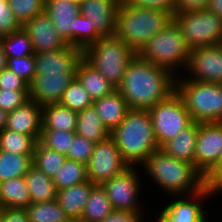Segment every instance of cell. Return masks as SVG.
I'll list each match as a JSON object with an SVG mask.
<instances>
[{"instance_id":"cell-2","label":"cell","mask_w":222,"mask_h":222,"mask_svg":"<svg viewBox=\"0 0 222 222\" xmlns=\"http://www.w3.org/2000/svg\"><path fill=\"white\" fill-rule=\"evenodd\" d=\"M140 167L148 175L146 178L152 179L164 194H169L168 197L190 195L206 185L203 175L193 164L175 159L160 148L151 153Z\"/></svg>"},{"instance_id":"cell-10","label":"cell","mask_w":222,"mask_h":222,"mask_svg":"<svg viewBox=\"0 0 222 222\" xmlns=\"http://www.w3.org/2000/svg\"><path fill=\"white\" fill-rule=\"evenodd\" d=\"M139 171L140 167H128L100 184L114 210L145 212L144 201L140 202L143 184Z\"/></svg>"},{"instance_id":"cell-17","label":"cell","mask_w":222,"mask_h":222,"mask_svg":"<svg viewBox=\"0 0 222 222\" xmlns=\"http://www.w3.org/2000/svg\"><path fill=\"white\" fill-rule=\"evenodd\" d=\"M121 0H83L80 14L101 37L113 36L116 30L117 10Z\"/></svg>"},{"instance_id":"cell-55","label":"cell","mask_w":222,"mask_h":222,"mask_svg":"<svg viewBox=\"0 0 222 222\" xmlns=\"http://www.w3.org/2000/svg\"><path fill=\"white\" fill-rule=\"evenodd\" d=\"M66 222H83L80 219H68Z\"/></svg>"},{"instance_id":"cell-21","label":"cell","mask_w":222,"mask_h":222,"mask_svg":"<svg viewBox=\"0 0 222 222\" xmlns=\"http://www.w3.org/2000/svg\"><path fill=\"white\" fill-rule=\"evenodd\" d=\"M93 106L110 133L124 120L129 110L127 101L117 88L102 98L94 100Z\"/></svg>"},{"instance_id":"cell-20","label":"cell","mask_w":222,"mask_h":222,"mask_svg":"<svg viewBox=\"0 0 222 222\" xmlns=\"http://www.w3.org/2000/svg\"><path fill=\"white\" fill-rule=\"evenodd\" d=\"M45 12L57 33L74 47V24L75 17L80 13L79 5L65 0H46Z\"/></svg>"},{"instance_id":"cell-37","label":"cell","mask_w":222,"mask_h":222,"mask_svg":"<svg viewBox=\"0 0 222 222\" xmlns=\"http://www.w3.org/2000/svg\"><path fill=\"white\" fill-rule=\"evenodd\" d=\"M14 17L23 26L34 16L45 12L46 0H7Z\"/></svg>"},{"instance_id":"cell-42","label":"cell","mask_w":222,"mask_h":222,"mask_svg":"<svg viewBox=\"0 0 222 222\" xmlns=\"http://www.w3.org/2000/svg\"><path fill=\"white\" fill-rule=\"evenodd\" d=\"M22 28L14 17L7 0H0V37L9 35Z\"/></svg>"},{"instance_id":"cell-8","label":"cell","mask_w":222,"mask_h":222,"mask_svg":"<svg viewBox=\"0 0 222 222\" xmlns=\"http://www.w3.org/2000/svg\"><path fill=\"white\" fill-rule=\"evenodd\" d=\"M173 21L190 49L222 44V19L207 9L176 12Z\"/></svg>"},{"instance_id":"cell-23","label":"cell","mask_w":222,"mask_h":222,"mask_svg":"<svg viewBox=\"0 0 222 222\" xmlns=\"http://www.w3.org/2000/svg\"><path fill=\"white\" fill-rule=\"evenodd\" d=\"M76 78L93 101L116 89L112 83L84 58L77 65Z\"/></svg>"},{"instance_id":"cell-30","label":"cell","mask_w":222,"mask_h":222,"mask_svg":"<svg viewBox=\"0 0 222 222\" xmlns=\"http://www.w3.org/2000/svg\"><path fill=\"white\" fill-rule=\"evenodd\" d=\"M32 156L0 150V182L25 176L32 166Z\"/></svg>"},{"instance_id":"cell-4","label":"cell","mask_w":222,"mask_h":222,"mask_svg":"<svg viewBox=\"0 0 222 222\" xmlns=\"http://www.w3.org/2000/svg\"><path fill=\"white\" fill-rule=\"evenodd\" d=\"M173 20L161 9L133 7L122 0L117 10L115 36L122 39L136 54L160 30Z\"/></svg>"},{"instance_id":"cell-31","label":"cell","mask_w":222,"mask_h":222,"mask_svg":"<svg viewBox=\"0 0 222 222\" xmlns=\"http://www.w3.org/2000/svg\"><path fill=\"white\" fill-rule=\"evenodd\" d=\"M66 159L65 154L49 149L40 141H37L32 156V165L47 176L53 178Z\"/></svg>"},{"instance_id":"cell-6","label":"cell","mask_w":222,"mask_h":222,"mask_svg":"<svg viewBox=\"0 0 222 222\" xmlns=\"http://www.w3.org/2000/svg\"><path fill=\"white\" fill-rule=\"evenodd\" d=\"M179 77V78H178ZM176 77L175 91L194 122H222V84Z\"/></svg>"},{"instance_id":"cell-53","label":"cell","mask_w":222,"mask_h":222,"mask_svg":"<svg viewBox=\"0 0 222 222\" xmlns=\"http://www.w3.org/2000/svg\"><path fill=\"white\" fill-rule=\"evenodd\" d=\"M8 112L0 108V132L6 127Z\"/></svg>"},{"instance_id":"cell-3","label":"cell","mask_w":222,"mask_h":222,"mask_svg":"<svg viewBox=\"0 0 222 222\" xmlns=\"http://www.w3.org/2000/svg\"><path fill=\"white\" fill-rule=\"evenodd\" d=\"M110 137L129 167H140L151 153L159 149L147 109H129Z\"/></svg>"},{"instance_id":"cell-16","label":"cell","mask_w":222,"mask_h":222,"mask_svg":"<svg viewBox=\"0 0 222 222\" xmlns=\"http://www.w3.org/2000/svg\"><path fill=\"white\" fill-rule=\"evenodd\" d=\"M34 58L35 76L76 73L77 65L83 58V51L67 44L56 51L34 53Z\"/></svg>"},{"instance_id":"cell-18","label":"cell","mask_w":222,"mask_h":222,"mask_svg":"<svg viewBox=\"0 0 222 222\" xmlns=\"http://www.w3.org/2000/svg\"><path fill=\"white\" fill-rule=\"evenodd\" d=\"M22 27L31 39L34 53L56 51L67 45L66 41L57 33L46 12L34 16Z\"/></svg>"},{"instance_id":"cell-32","label":"cell","mask_w":222,"mask_h":222,"mask_svg":"<svg viewBox=\"0 0 222 222\" xmlns=\"http://www.w3.org/2000/svg\"><path fill=\"white\" fill-rule=\"evenodd\" d=\"M37 140L9 129L0 132V150L22 155H33Z\"/></svg>"},{"instance_id":"cell-11","label":"cell","mask_w":222,"mask_h":222,"mask_svg":"<svg viewBox=\"0 0 222 222\" xmlns=\"http://www.w3.org/2000/svg\"><path fill=\"white\" fill-rule=\"evenodd\" d=\"M155 216L158 222H209L208 211L203 204L213 198L211 186L206 184L201 190L190 195H173ZM209 218V219H208ZM208 220V221H207Z\"/></svg>"},{"instance_id":"cell-26","label":"cell","mask_w":222,"mask_h":222,"mask_svg":"<svg viewBox=\"0 0 222 222\" xmlns=\"http://www.w3.org/2000/svg\"><path fill=\"white\" fill-rule=\"evenodd\" d=\"M32 203L56 200L57 189L53 178L47 176L33 165L24 176Z\"/></svg>"},{"instance_id":"cell-14","label":"cell","mask_w":222,"mask_h":222,"mask_svg":"<svg viewBox=\"0 0 222 222\" xmlns=\"http://www.w3.org/2000/svg\"><path fill=\"white\" fill-rule=\"evenodd\" d=\"M222 151V122H201L195 147V168L204 176Z\"/></svg>"},{"instance_id":"cell-50","label":"cell","mask_w":222,"mask_h":222,"mask_svg":"<svg viewBox=\"0 0 222 222\" xmlns=\"http://www.w3.org/2000/svg\"><path fill=\"white\" fill-rule=\"evenodd\" d=\"M207 10L215 13L222 19V0H208Z\"/></svg>"},{"instance_id":"cell-19","label":"cell","mask_w":222,"mask_h":222,"mask_svg":"<svg viewBox=\"0 0 222 222\" xmlns=\"http://www.w3.org/2000/svg\"><path fill=\"white\" fill-rule=\"evenodd\" d=\"M5 129L40 140L42 131V107L35 101L28 100L22 106L8 112Z\"/></svg>"},{"instance_id":"cell-25","label":"cell","mask_w":222,"mask_h":222,"mask_svg":"<svg viewBox=\"0 0 222 222\" xmlns=\"http://www.w3.org/2000/svg\"><path fill=\"white\" fill-rule=\"evenodd\" d=\"M78 112L60 103L42 107V130L75 132Z\"/></svg>"},{"instance_id":"cell-35","label":"cell","mask_w":222,"mask_h":222,"mask_svg":"<svg viewBox=\"0 0 222 222\" xmlns=\"http://www.w3.org/2000/svg\"><path fill=\"white\" fill-rule=\"evenodd\" d=\"M0 43L8 58L34 55L31 39L25 29L0 37Z\"/></svg>"},{"instance_id":"cell-49","label":"cell","mask_w":222,"mask_h":222,"mask_svg":"<svg viewBox=\"0 0 222 222\" xmlns=\"http://www.w3.org/2000/svg\"><path fill=\"white\" fill-rule=\"evenodd\" d=\"M222 173V151L218 162L203 176L205 183L210 185Z\"/></svg>"},{"instance_id":"cell-24","label":"cell","mask_w":222,"mask_h":222,"mask_svg":"<svg viewBox=\"0 0 222 222\" xmlns=\"http://www.w3.org/2000/svg\"><path fill=\"white\" fill-rule=\"evenodd\" d=\"M198 132L199 122H194L173 140L166 142L160 149L171 157L187 161L195 167V147Z\"/></svg>"},{"instance_id":"cell-36","label":"cell","mask_w":222,"mask_h":222,"mask_svg":"<svg viewBox=\"0 0 222 222\" xmlns=\"http://www.w3.org/2000/svg\"><path fill=\"white\" fill-rule=\"evenodd\" d=\"M93 100L84 90L79 80L75 77L68 88L63 93L59 103L67 108L80 112L93 105Z\"/></svg>"},{"instance_id":"cell-15","label":"cell","mask_w":222,"mask_h":222,"mask_svg":"<svg viewBox=\"0 0 222 222\" xmlns=\"http://www.w3.org/2000/svg\"><path fill=\"white\" fill-rule=\"evenodd\" d=\"M76 77V73L45 74L34 76L28 85V100L41 107L59 103L63 93Z\"/></svg>"},{"instance_id":"cell-52","label":"cell","mask_w":222,"mask_h":222,"mask_svg":"<svg viewBox=\"0 0 222 222\" xmlns=\"http://www.w3.org/2000/svg\"><path fill=\"white\" fill-rule=\"evenodd\" d=\"M7 56L3 51V48L0 43V72L7 68Z\"/></svg>"},{"instance_id":"cell-12","label":"cell","mask_w":222,"mask_h":222,"mask_svg":"<svg viewBox=\"0 0 222 222\" xmlns=\"http://www.w3.org/2000/svg\"><path fill=\"white\" fill-rule=\"evenodd\" d=\"M128 167L114 140L109 137L95 144L92 156L86 165L87 179L100 185Z\"/></svg>"},{"instance_id":"cell-5","label":"cell","mask_w":222,"mask_h":222,"mask_svg":"<svg viewBox=\"0 0 222 222\" xmlns=\"http://www.w3.org/2000/svg\"><path fill=\"white\" fill-rule=\"evenodd\" d=\"M190 50L180 29L172 20L169 25L155 34L137 55L178 77L181 72L183 73V69L185 72Z\"/></svg>"},{"instance_id":"cell-33","label":"cell","mask_w":222,"mask_h":222,"mask_svg":"<svg viewBox=\"0 0 222 222\" xmlns=\"http://www.w3.org/2000/svg\"><path fill=\"white\" fill-rule=\"evenodd\" d=\"M87 180L86 165L69 159H66L57 171V174L53 177V182L57 191Z\"/></svg>"},{"instance_id":"cell-7","label":"cell","mask_w":222,"mask_h":222,"mask_svg":"<svg viewBox=\"0 0 222 222\" xmlns=\"http://www.w3.org/2000/svg\"><path fill=\"white\" fill-rule=\"evenodd\" d=\"M136 53L115 35L101 37L83 51V58L118 87Z\"/></svg>"},{"instance_id":"cell-45","label":"cell","mask_w":222,"mask_h":222,"mask_svg":"<svg viewBox=\"0 0 222 222\" xmlns=\"http://www.w3.org/2000/svg\"><path fill=\"white\" fill-rule=\"evenodd\" d=\"M125 4L133 7L154 8L167 11L174 15L176 13V0H122Z\"/></svg>"},{"instance_id":"cell-51","label":"cell","mask_w":222,"mask_h":222,"mask_svg":"<svg viewBox=\"0 0 222 222\" xmlns=\"http://www.w3.org/2000/svg\"><path fill=\"white\" fill-rule=\"evenodd\" d=\"M212 189L213 197L218 195L217 193L222 194V173L210 184Z\"/></svg>"},{"instance_id":"cell-46","label":"cell","mask_w":222,"mask_h":222,"mask_svg":"<svg viewBox=\"0 0 222 222\" xmlns=\"http://www.w3.org/2000/svg\"><path fill=\"white\" fill-rule=\"evenodd\" d=\"M145 212L113 210L101 222H142Z\"/></svg>"},{"instance_id":"cell-29","label":"cell","mask_w":222,"mask_h":222,"mask_svg":"<svg viewBox=\"0 0 222 222\" xmlns=\"http://www.w3.org/2000/svg\"><path fill=\"white\" fill-rule=\"evenodd\" d=\"M113 207L101 185L96 184L89 194L81 221L101 222L112 211Z\"/></svg>"},{"instance_id":"cell-39","label":"cell","mask_w":222,"mask_h":222,"mask_svg":"<svg viewBox=\"0 0 222 222\" xmlns=\"http://www.w3.org/2000/svg\"><path fill=\"white\" fill-rule=\"evenodd\" d=\"M75 134V132L62 130H42L39 141L45 147L66 155L70 149V145L73 142Z\"/></svg>"},{"instance_id":"cell-1","label":"cell","mask_w":222,"mask_h":222,"mask_svg":"<svg viewBox=\"0 0 222 222\" xmlns=\"http://www.w3.org/2000/svg\"><path fill=\"white\" fill-rule=\"evenodd\" d=\"M174 76L169 70L155 66L137 54L128 63L117 87L129 109L150 110L175 92Z\"/></svg>"},{"instance_id":"cell-48","label":"cell","mask_w":222,"mask_h":222,"mask_svg":"<svg viewBox=\"0 0 222 222\" xmlns=\"http://www.w3.org/2000/svg\"><path fill=\"white\" fill-rule=\"evenodd\" d=\"M208 0H176V12H188L207 9Z\"/></svg>"},{"instance_id":"cell-13","label":"cell","mask_w":222,"mask_h":222,"mask_svg":"<svg viewBox=\"0 0 222 222\" xmlns=\"http://www.w3.org/2000/svg\"><path fill=\"white\" fill-rule=\"evenodd\" d=\"M185 71V79L222 83V44L191 49Z\"/></svg>"},{"instance_id":"cell-27","label":"cell","mask_w":222,"mask_h":222,"mask_svg":"<svg viewBox=\"0 0 222 222\" xmlns=\"http://www.w3.org/2000/svg\"><path fill=\"white\" fill-rule=\"evenodd\" d=\"M29 191L24 179L16 177L0 182V208L25 209L31 204Z\"/></svg>"},{"instance_id":"cell-22","label":"cell","mask_w":222,"mask_h":222,"mask_svg":"<svg viewBox=\"0 0 222 222\" xmlns=\"http://www.w3.org/2000/svg\"><path fill=\"white\" fill-rule=\"evenodd\" d=\"M89 180L57 191L56 200L69 219H81L91 189Z\"/></svg>"},{"instance_id":"cell-28","label":"cell","mask_w":222,"mask_h":222,"mask_svg":"<svg viewBox=\"0 0 222 222\" xmlns=\"http://www.w3.org/2000/svg\"><path fill=\"white\" fill-rule=\"evenodd\" d=\"M75 133L95 143L110 137L109 130L101 122L93 105L78 112Z\"/></svg>"},{"instance_id":"cell-56","label":"cell","mask_w":222,"mask_h":222,"mask_svg":"<svg viewBox=\"0 0 222 222\" xmlns=\"http://www.w3.org/2000/svg\"><path fill=\"white\" fill-rule=\"evenodd\" d=\"M0 222H3L2 221V209L0 208Z\"/></svg>"},{"instance_id":"cell-9","label":"cell","mask_w":222,"mask_h":222,"mask_svg":"<svg viewBox=\"0 0 222 222\" xmlns=\"http://www.w3.org/2000/svg\"><path fill=\"white\" fill-rule=\"evenodd\" d=\"M149 114L159 148L194 123L176 91L164 101L154 105Z\"/></svg>"},{"instance_id":"cell-47","label":"cell","mask_w":222,"mask_h":222,"mask_svg":"<svg viewBox=\"0 0 222 222\" xmlns=\"http://www.w3.org/2000/svg\"><path fill=\"white\" fill-rule=\"evenodd\" d=\"M3 222H29L28 214L25 209L2 208Z\"/></svg>"},{"instance_id":"cell-40","label":"cell","mask_w":222,"mask_h":222,"mask_svg":"<svg viewBox=\"0 0 222 222\" xmlns=\"http://www.w3.org/2000/svg\"><path fill=\"white\" fill-rule=\"evenodd\" d=\"M95 144V142L75 134L66 157L69 160H74L87 165L92 156Z\"/></svg>"},{"instance_id":"cell-34","label":"cell","mask_w":222,"mask_h":222,"mask_svg":"<svg viewBox=\"0 0 222 222\" xmlns=\"http://www.w3.org/2000/svg\"><path fill=\"white\" fill-rule=\"evenodd\" d=\"M25 210L29 222H66L69 219L57 200L31 203Z\"/></svg>"},{"instance_id":"cell-44","label":"cell","mask_w":222,"mask_h":222,"mask_svg":"<svg viewBox=\"0 0 222 222\" xmlns=\"http://www.w3.org/2000/svg\"><path fill=\"white\" fill-rule=\"evenodd\" d=\"M28 85L23 78L8 68L0 72V90L28 91Z\"/></svg>"},{"instance_id":"cell-41","label":"cell","mask_w":222,"mask_h":222,"mask_svg":"<svg viewBox=\"0 0 222 222\" xmlns=\"http://www.w3.org/2000/svg\"><path fill=\"white\" fill-rule=\"evenodd\" d=\"M7 68L29 84L35 76L34 55L8 58Z\"/></svg>"},{"instance_id":"cell-38","label":"cell","mask_w":222,"mask_h":222,"mask_svg":"<svg viewBox=\"0 0 222 222\" xmlns=\"http://www.w3.org/2000/svg\"><path fill=\"white\" fill-rule=\"evenodd\" d=\"M100 38L101 36L95 31L94 27H91L88 19L79 13L75 17L74 47L84 51Z\"/></svg>"},{"instance_id":"cell-43","label":"cell","mask_w":222,"mask_h":222,"mask_svg":"<svg viewBox=\"0 0 222 222\" xmlns=\"http://www.w3.org/2000/svg\"><path fill=\"white\" fill-rule=\"evenodd\" d=\"M28 101V91L0 90V108L6 112L13 111Z\"/></svg>"},{"instance_id":"cell-54","label":"cell","mask_w":222,"mask_h":222,"mask_svg":"<svg viewBox=\"0 0 222 222\" xmlns=\"http://www.w3.org/2000/svg\"><path fill=\"white\" fill-rule=\"evenodd\" d=\"M65 1H70V2L80 5L83 0H65Z\"/></svg>"}]
</instances>
